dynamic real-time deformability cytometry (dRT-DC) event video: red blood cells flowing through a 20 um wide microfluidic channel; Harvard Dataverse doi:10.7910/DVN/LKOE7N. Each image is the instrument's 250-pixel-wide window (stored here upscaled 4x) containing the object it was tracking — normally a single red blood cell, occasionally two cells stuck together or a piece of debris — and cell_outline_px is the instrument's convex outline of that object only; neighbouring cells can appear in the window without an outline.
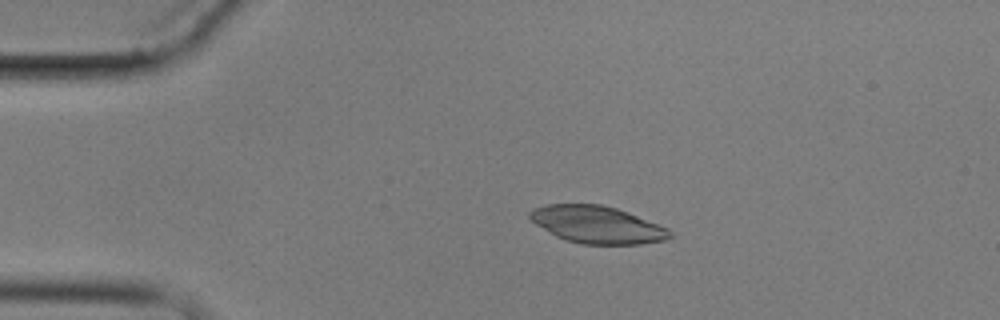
{"species": "common noctule bat (a hibernating species)", "species_latin": "Nyctalus noctula", "temperature_condition": "cold", "stored_images_in_passage": 6, "camera_frame_rate_fps": 3000, "um_per_image_px": 0.085, "animal": {"sex": "male", "body_mass_g": 17.9}, "frame": {"image": 1, "passage_image": 4, "time_ms": 3.667, "image_size_px": [1000, 320], "cell_outline_px": [[672, 236], [664, 240], [640, 244], [584, 244], [568, 240], [556, 236], [536, 224], [528, 216], [528, 212], [532, 208], [548, 204], [600, 204], [616, 208], [628, 212], [668, 228], [672, 232]], "centroid_in_image_um": [50.75, 19.09], "position_along_channel_um": 34.2, "area_um2": 30.23}}